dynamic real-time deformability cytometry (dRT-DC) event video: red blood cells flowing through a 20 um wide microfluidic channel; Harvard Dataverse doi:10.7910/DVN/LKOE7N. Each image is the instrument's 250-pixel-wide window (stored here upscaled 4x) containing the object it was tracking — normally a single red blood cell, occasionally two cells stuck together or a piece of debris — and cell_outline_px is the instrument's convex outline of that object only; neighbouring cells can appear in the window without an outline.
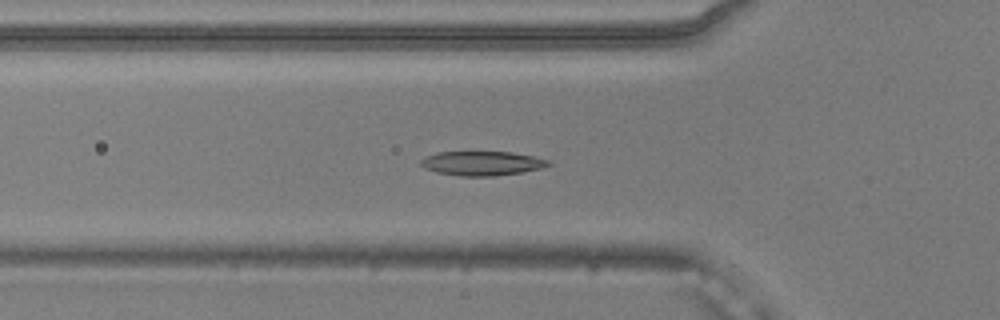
{"species": "common noctule bat (a hibernating species)", "species_latin": "Nyctalus noctula", "temperature_condition": "warm", "stored_images_in_passage": 16, "camera_frame_rate_fps": 3000, "um_per_image_px": 0.085, "animal": {"sex": "male", "body_mass_g": 20.5, "forearm_length_mm": 52.5}, "frame": {"image": 1, "passage_image": 9, "time_ms": 2.667, "image_size_px": [1000, 320], "cell_outline_px": [[552, 164], [540, 168], [520, 172], [496, 176], [460, 176], [436, 172], [424, 168], [420, 164], [420, 160], [436, 152], [512, 152], [552, 160]], "centroid_in_image_um": [40.98, 13.88], "position_along_channel_um": 84.8, "area_um2": 18.03}}
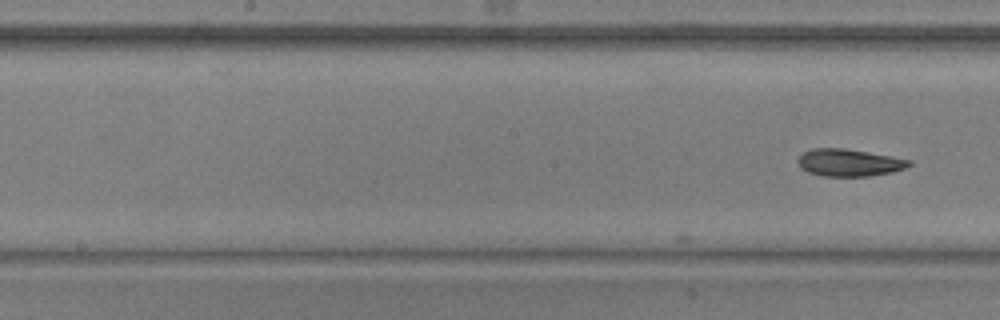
{"frame": {"image": 2, "passage_image": 16, "time_ms": 5.0, "image_size_px": [1000, 320], "cell_outline_px": [[912, 164], [904, 168], [892, 172], [868, 176], [824, 176], [808, 172], [800, 168], [796, 160], [804, 152], [812, 148], [844, 148], [912, 160]], "centroid_in_image_um": [72.14, 13.82], "position_along_channel_um": 176.1, "area_um2": 17.57}}